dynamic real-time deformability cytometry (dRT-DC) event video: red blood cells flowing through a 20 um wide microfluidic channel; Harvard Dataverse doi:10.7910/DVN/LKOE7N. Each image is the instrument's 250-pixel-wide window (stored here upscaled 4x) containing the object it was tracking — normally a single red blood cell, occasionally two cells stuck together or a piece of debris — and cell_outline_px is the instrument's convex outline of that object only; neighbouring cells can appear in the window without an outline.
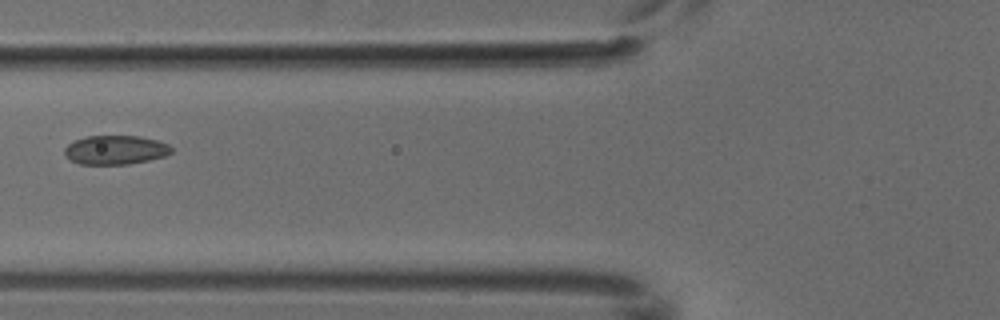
{"species": "common noctule bat (a hibernating species)", "species_latin": "Nyctalus noctula", "temperature_condition": "cold", "stored_images_in_passage": 7, "camera_frame_rate_fps": 3000, "um_per_image_px": 0.085, "animal": {"sex": "male", "body_mass_g": 18.8}, "frame": {"image": 1, "passage_image": 6, "time_ms": 1.667, "image_size_px": [1000, 320], "cell_outline_px": [[172, 152], [164, 156], [148, 160], [128, 164], [80, 164], [64, 156], [64, 148], [72, 140], [88, 136], [140, 136], [160, 140], [168, 144], [172, 148]], "centroid_in_image_um": [9.8, 12.73], "position_along_channel_um": 116.0, "area_um2": 18.21}}
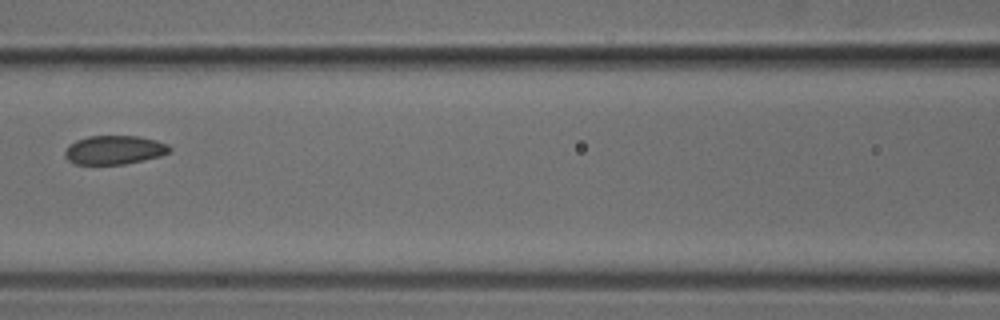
{"frame": {"image": 2, "passage_image": 7, "time_ms": 2.0, "image_size_px": [1000, 320], "cell_outline_px": [[172, 152], [160, 156], [124, 164], [76, 164], [68, 160], [64, 156], [64, 152], [68, 144], [76, 140], [88, 136], [140, 136], [156, 140], [168, 144], [172, 148]], "centroid_in_image_um": [9.72, 12.74], "position_along_channel_um": 156.9, "area_um2": 17.74}}